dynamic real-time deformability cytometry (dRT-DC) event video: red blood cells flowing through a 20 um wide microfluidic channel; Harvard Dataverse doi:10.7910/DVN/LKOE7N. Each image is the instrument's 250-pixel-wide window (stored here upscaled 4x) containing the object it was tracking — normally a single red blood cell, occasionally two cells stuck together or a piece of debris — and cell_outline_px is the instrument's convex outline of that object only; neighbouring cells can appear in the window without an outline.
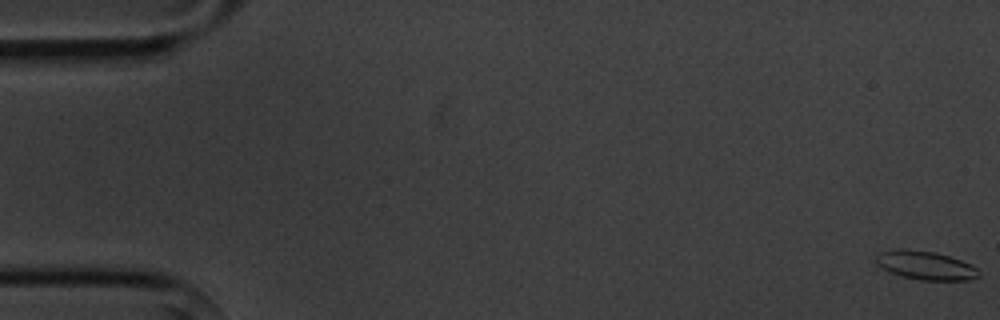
{"species": "common noctule bat (a hibernating species)", "species_latin": "Nyctalus noctula", "temperature_condition": "cold", "stored_images_in_passage": 5, "camera_frame_rate_fps": 3000, "um_per_image_px": 0.085, "animal": {"sex": "male", "body_mass_g": 20.1, "forearm_length_mm": 53.5}, "frame": {"image": 1, "passage_image": 1, "time_ms": 0.0, "image_size_px": [1000, 320], "cell_outline_px": [[980, 276], [968, 280], [920, 280], [904, 276], [892, 272], [876, 264], [876, 256], [880, 252], [900, 248], [904, 248], [936, 252], [960, 260], [976, 268], [980, 272]], "centroid_in_image_um": [78.67, 22.54], "position_along_channel_um": 6.3, "area_um2": 16.94}}